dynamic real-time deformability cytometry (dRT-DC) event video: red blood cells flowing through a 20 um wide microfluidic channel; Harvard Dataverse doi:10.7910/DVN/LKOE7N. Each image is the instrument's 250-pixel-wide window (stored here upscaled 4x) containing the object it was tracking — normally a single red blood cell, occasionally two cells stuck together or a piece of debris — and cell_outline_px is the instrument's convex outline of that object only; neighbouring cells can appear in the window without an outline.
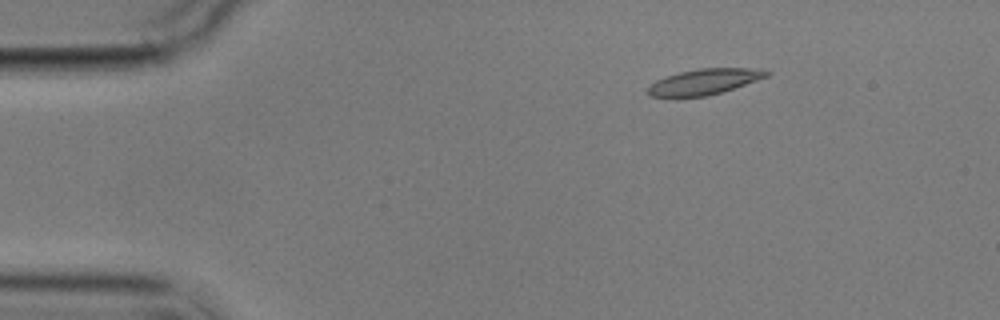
{"species": "common noctule bat (a hibernating species)", "species_latin": "Nyctalus noctula", "temperature_condition": "cold", "stored_images_in_passage": 5, "camera_frame_rate_fps": 3000, "um_per_image_px": 0.085, "animal": {"sex": "male", "body_mass_g": 17.9}, "frame": {"image": 1, "passage_image": 2, "time_ms": 2.333, "image_size_px": [1000, 320], "cell_outline_px": [[772, 72], [768, 76], [708, 96], [676, 100], [648, 96], [648, 88], [656, 80], [680, 72], [700, 68], [764, 68]], "centroid_in_image_um": [59.81, 6.99], "position_along_channel_um": 25.2, "area_um2": 18.26}}
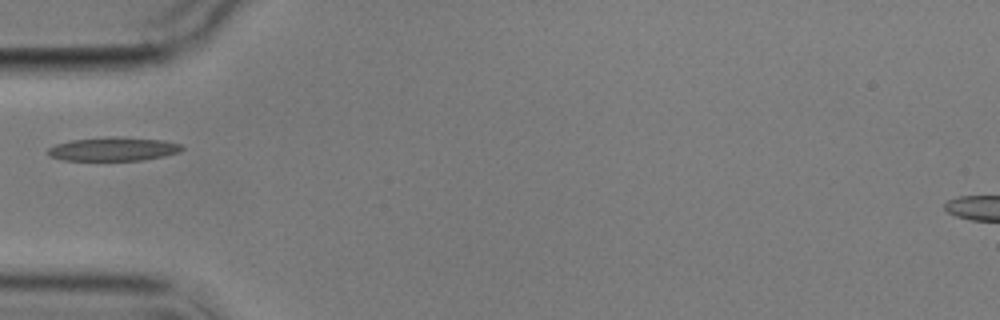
{"frame": {"image": 2, "passage_image": 5, "time_ms": 5.667, "image_size_px": [1000, 320], "cell_outline_px": [[184, 148], [180, 152], [164, 156], [144, 160], [64, 160], [48, 156], [48, 148], [56, 144], [72, 140], [112, 136], [164, 140], [180, 144]], "centroid_in_image_um": [9.65, 12.67], "position_along_channel_um": 75.4, "area_um2": 18.5}}